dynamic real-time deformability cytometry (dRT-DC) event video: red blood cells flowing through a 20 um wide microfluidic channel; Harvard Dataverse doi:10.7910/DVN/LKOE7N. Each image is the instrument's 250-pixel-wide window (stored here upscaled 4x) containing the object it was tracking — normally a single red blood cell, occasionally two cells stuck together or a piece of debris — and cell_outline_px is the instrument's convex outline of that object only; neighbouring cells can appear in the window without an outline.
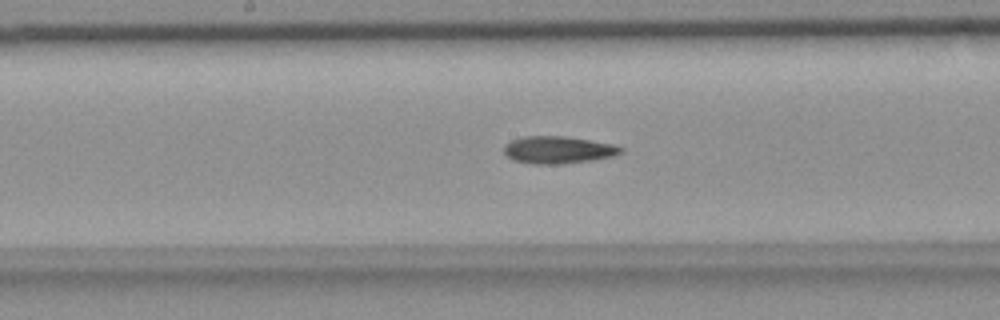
{"species": "common noctule bat (a hibernating species)", "species_latin": "Nyctalus noctula", "temperature_condition": "room temperature", "stored_images_in_passage": 45, "camera_frame_rate_fps": 3000, "um_per_image_px": 0.085, "animal": {"sex": "female", "body_mass_g": 18.4}, "frame": {"image": 1, "passage_image": 29, "time_ms": 9.333, "image_size_px": [1000, 320], "cell_outline_px": [[624, 152], [612, 156], [592, 160], [560, 164], [532, 164], [512, 160], [504, 152], [504, 144], [512, 140], [524, 136], [564, 136], [612, 144], [624, 148]], "centroid_in_image_um": [47.42, 12.74], "position_along_channel_um": 200.8, "area_um2": 18.55}}
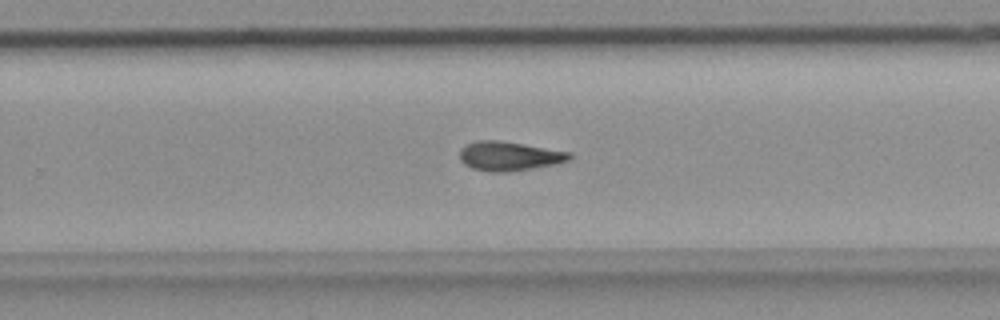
{"frame": {"image": 2, "passage_image": 36, "time_ms": 11.667, "image_size_px": [1000, 320], "cell_outline_px": [[572, 156], [568, 160], [556, 164], [504, 172], [496, 172], [472, 168], [464, 164], [460, 160], [460, 148], [476, 140], [496, 140], [572, 152]], "centroid_in_image_um": [43.26, 13.26], "position_along_channel_um": 286.5, "area_um2": 18.38}}
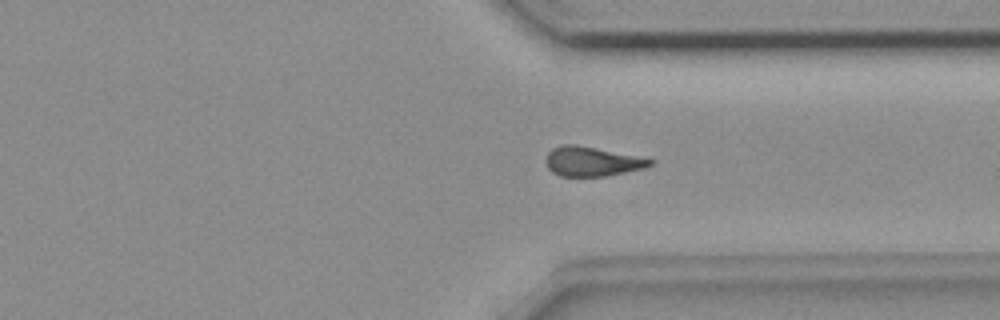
{"frame": {"image": 3, "passage_image": 42, "time_ms": 13.667, "image_size_px": [1000, 320], "cell_outline_px": [[656, 160], [652, 164], [644, 168], [604, 176], [560, 176], [552, 172], [548, 168], [548, 152], [552, 148], [564, 144], [576, 144]], "centroid_in_image_um": [50.32, 13.72], "position_along_channel_um": 361.1, "area_um2": 17.57}}